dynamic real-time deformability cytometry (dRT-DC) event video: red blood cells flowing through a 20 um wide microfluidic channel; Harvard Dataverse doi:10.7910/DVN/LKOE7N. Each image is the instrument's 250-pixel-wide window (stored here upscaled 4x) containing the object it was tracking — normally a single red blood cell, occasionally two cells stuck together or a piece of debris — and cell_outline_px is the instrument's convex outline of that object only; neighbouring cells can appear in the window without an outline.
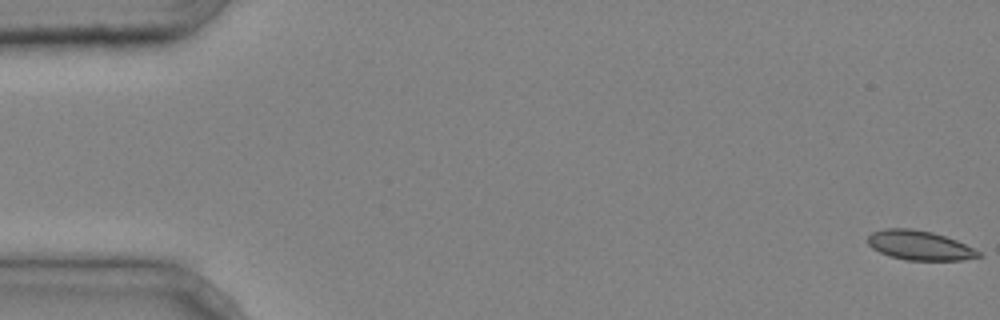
{"species": "common noctule bat (a hibernating species)", "species_latin": "Nyctalus noctula", "temperature_condition": "cold", "stored_images_in_passage": 5, "segment_of_instrument_passage": [1, 2], "camera_frame_rate_fps": 3000, "um_per_image_px": 0.085, "animal": {"sex": "male", "body_mass_g": 20.4}, "frame": {"image": 1, "passage_image": 1, "time_ms": 0.0, "image_size_px": [1000, 320], "cell_outline_px": [[984, 256], [964, 260], [904, 260], [880, 252], [872, 248], [868, 244], [868, 236], [872, 232], [884, 228], [912, 228], [932, 232], [956, 240], [980, 252]], "centroid_in_image_um": [78.16, 20.85], "position_along_channel_um": 6.8, "area_um2": 18.96}}
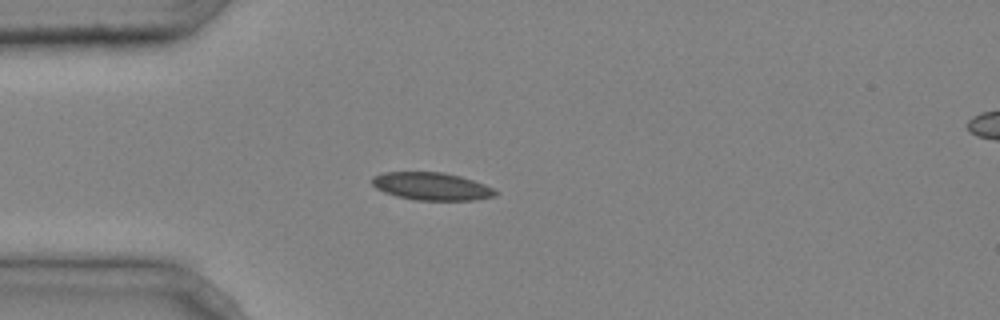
{"frame": {"image": 2, "passage_image": 4, "time_ms": 1.0, "image_size_px": [1000, 320], "cell_outline_px": [[500, 192], [496, 196], [476, 200], [416, 200], [396, 196], [384, 192], [376, 188], [372, 184], [372, 176], [380, 172], [444, 172], [460, 176], [484, 184]], "centroid_in_image_um": [36.68, 15.83], "position_along_channel_um": 48.3, "area_um2": 20.06}}